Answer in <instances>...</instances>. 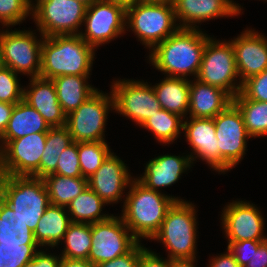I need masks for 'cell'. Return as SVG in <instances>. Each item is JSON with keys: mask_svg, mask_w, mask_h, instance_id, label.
Here are the masks:
<instances>
[{"mask_svg": "<svg viewBox=\"0 0 267 267\" xmlns=\"http://www.w3.org/2000/svg\"><path fill=\"white\" fill-rule=\"evenodd\" d=\"M231 103L232 97L223 89L204 84L193 77L189 80L188 117L214 118Z\"/></svg>", "mask_w": 267, "mask_h": 267, "instance_id": "obj_23", "label": "cell"}, {"mask_svg": "<svg viewBox=\"0 0 267 267\" xmlns=\"http://www.w3.org/2000/svg\"><path fill=\"white\" fill-rule=\"evenodd\" d=\"M172 4L179 27L190 29H199L212 19L241 15L244 10L234 0H172Z\"/></svg>", "mask_w": 267, "mask_h": 267, "instance_id": "obj_18", "label": "cell"}, {"mask_svg": "<svg viewBox=\"0 0 267 267\" xmlns=\"http://www.w3.org/2000/svg\"><path fill=\"white\" fill-rule=\"evenodd\" d=\"M66 126L50 127L47 132L45 150L40 160V178L56 171L60 154L73 143Z\"/></svg>", "mask_w": 267, "mask_h": 267, "instance_id": "obj_32", "label": "cell"}, {"mask_svg": "<svg viewBox=\"0 0 267 267\" xmlns=\"http://www.w3.org/2000/svg\"><path fill=\"white\" fill-rule=\"evenodd\" d=\"M140 257V242H138L128 253L117 258L96 264V267H138Z\"/></svg>", "mask_w": 267, "mask_h": 267, "instance_id": "obj_42", "label": "cell"}, {"mask_svg": "<svg viewBox=\"0 0 267 267\" xmlns=\"http://www.w3.org/2000/svg\"><path fill=\"white\" fill-rule=\"evenodd\" d=\"M46 250V251H44ZM47 249H39L34 258L26 263L23 267H59L62 257L53 253H48Z\"/></svg>", "mask_w": 267, "mask_h": 267, "instance_id": "obj_44", "label": "cell"}, {"mask_svg": "<svg viewBox=\"0 0 267 267\" xmlns=\"http://www.w3.org/2000/svg\"><path fill=\"white\" fill-rule=\"evenodd\" d=\"M90 77V75H64L52 79L58 102L66 115L77 109L99 90L88 82Z\"/></svg>", "mask_w": 267, "mask_h": 267, "instance_id": "obj_26", "label": "cell"}, {"mask_svg": "<svg viewBox=\"0 0 267 267\" xmlns=\"http://www.w3.org/2000/svg\"><path fill=\"white\" fill-rule=\"evenodd\" d=\"M114 112V97L110 90H97L77 109L66 116V127L74 142L107 141L105 127L109 112Z\"/></svg>", "mask_w": 267, "mask_h": 267, "instance_id": "obj_9", "label": "cell"}, {"mask_svg": "<svg viewBox=\"0 0 267 267\" xmlns=\"http://www.w3.org/2000/svg\"><path fill=\"white\" fill-rule=\"evenodd\" d=\"M39 249V245H0V267H23Z\"/></svg>", "mask_w": 267, "mask_h": 267, "instance_id": "obj_37", "label": "cell"}, {"mask_svg": "<svg viewBox=\"0 0 267 267\" xmlns=\"http://www.w3.org/2000/svg\"><path fill=\"white\" fill-rule=\"evenodd\" d=\"M0 197L32 232L50 205L44 180L34 176L0 175Z\"/></svg>", "mask_w": 267, "mask_h": 267, "instance_id": "obj_5", "label": "cell"}, {"mask_svg": "<svg viewBox=\"0 0 267 267\" xmlns=\"http://www.w3.org/2000/svg\"><path fill=\"white\" fill-rule=\"evenodd\" d=\"M81 3H83L86 7L90 6L93 2H95L96 0H77Z\"/></svg>", "mask_w": 267, "mask_h": 267, "instance_id": "obj_53", "label": "cell"}, {"mask_svg": "<svg viewBox=\"0 0 267 267\" xmlns=\"http://www.w3.org/2000/svg\"><path fill=\"white\" fill-rule=\"evenodd\" d=\"M59 267H96L93 263H91L88 259L85 260H77V259H61Z\"/></svg>", "mask_w": 267, "mask_h": 267, "instance_id": "obj_48", "label": "cell"}, {"mask_svg": "<svg viewBox=\"0 0 267 267\" xmlns=\"http://www.w3.org/2000/svg\"><path fill=\"white\" fill-rule=\"evenodd\" d=\"M196 79L223 89L232 98L241 91L234 49L229 40H217L212 36L207 40Z\"/></svg>", "mask_w": 267, "mask_h": 267, "instance_id": "obj_7", "label": "cell"}, {"mask_svg": "<svg viewBox=\"0 0 267 267\" xmlns=\"http://www.w3.org/2000/svg\"><path fill=\"white\" fill-rule=\"evenodd\" d=\"M85 32L80 37L95 49L114 41L126 32V8L122 5L96 0L86 8ZM84 32V33H83Z\"/></svg>", "mask_w": 267, "mask_h": 267, "instance_id": "obj_13", "label": "cell"}, {"mask_svg": "<svg viewBox=\"0 0 267 267\" xmlns=\"http://www.w3.org/2000/svg\"><path fill=\"white\" fill-rule=\"evenodd\" d=\"M102 1L119 4L125 8H128L135 3V0H102Z\"/></svg>", "mask_w": 267, "mask_h": 267, "instance_id": "obj_50", "label": "cell"}, {"mask_svg": "<svg viewBox=\"0 0 267 267\" xmlns=\"http://www.w3.org/2000/svg\"><path fill=\"white\" fill-rule=\"evenodd\" d=\"M82 177L90 178L112 153L107 141L77 142Z\"/></svg>", "mask_w": 267, "mask_h": 267, "instance_id": "obj_35", "label": "cell"}, {"mask_svg": "<svg viewBox=\"0 0 267 267\" xmlns=\"http://www.w3.org/2000/svg\"><path fill=\"white\" fill-rule=\"evenodd\" d=\"M70 215L66 207L50 204L34 231V238L40 248H54L61 243L71 224Z\"/></svg>", "mask_w": 267, "mask_h": 267, "instance_id": "obj_24", "label": "cell"}, {"mask_svg": "<svg viewBox=\"0 0 267 267\" xmlns=\"http://www.w3.org/2000/svg\"><path fill=\"white\" fill-rule=\"evenodd\" d=\"M137 3H165L172 2V0H135Z\"/></svg>", "mask_w": 267, "mask_h": 267, "instance_id": "obj_51", "label": "cell"}, {"mask_svg": "<svg viewBox=\"0 0 267 267\" xmlns=\"http://www.w3.org/2000/svg\"><path fill=\"white\" fill-rule=\"evenodd\" d=\"M96 51L80 35L43 37L39 77L91 75Z\"/></svg>", "mask_w": 267, "mask_h": 267, "instance_id": "obj_3", "label": "cell"}, {"mask_svg": "<svg viewBox=\"0 0 267 267\" xmlns=\"http://www.w3.org/2000/svg\"><path fill=\"white\" fill-rule=\"evenodd\" d=\"M62 243L64 248L60 253L61 257L77 260L88 259L92 246L91 224L72 222L68 226Z\"/></svg>", "mask_w": 267, "mask_h": 267, "instance_id": "obj_34", "label": "cell"}, {"mask_svg": "<svg viewBox=\"0 0 267 267\" xmlns=\"http://www.w3.org/2000/svg\"><path fill=\"white\" fill-rule=\"evenodd\" d=\"M263 241H239V242H227L228 250L233 254L237 263L241 267H245L251 260L253 249H257Z\"/></svg>", "mask_w": 267, "mask_h": 267, "instance_id": "obj_41", "label": "cell"}, {"mask_svg": "<svg viewBox=\"0 0 267 267\" xmlns=\"http://www.w3.org/2000/svg\"><path fill=\"white\" fill-rule=\"evenodd\" d=\"M0 245H38L25 222L0 197Z\"/></svg>", "mask_w": 267, "mask_h": 267, "instance_id": "obj_28", "label": "cell"}, {"mask_svg": "<svg viewBox=\"0 0 267 267\" xmlns=\"http://www.w3.org/2000/svg\"><path fill=\"white\" fill-rule=\"evenodd\" d=\"M111 83L114 113L131 119L136 125L141 126L161 109L152 83L126 78L113 80Z\"/></svg>", "mask_w": 267, "mask_h": 267, "instance_id": "obj_12", "label": "cell"}, {"mask_svg": "<svg viewBox=\"0 0 267 267\" xmlns=\"http://www.w3.org/2000/svg\"><path fill=\"white\" fill-rule=\"evenodd\" d=\"M247 99L267 102V69L246 79L240 91Z\"/></svg>", "mask_w": 267, "mask_h": 267, "instance_id": "obj_40", "label": "cell"}, {"mask_svg": "<svg viewBox=\"0 0 267 267\" xmlns=\"http://www.w3.org/2000/svg\"><path fill=\"white\" fill-rule=\"evenodd\" d=\"M255 204L244 200H232L223 207L221 217L222 230L227 242L265 241V220L261 210Z\"/></svg>", "mask_w": 267, "mask_h": 267, "instance_id": "obj_16", "label": "cell"}, {"mask_svg": "<svg viewBox=\"0 0 267 267\" xmlns=\"http://www.w3.org/2000/svg\"><path fill=\"white\" fill-rule=\"evenodd\" d=\"M191 201H175L151 239L162 243L169 259L197 258V208Z\"/></svg>", "mask_w": 267, "mask_h": 267, "instance_id": "obj_4", "label": "cell"}, {"mask_svg": "<svg viewBox=\"0 0 267 267\" xmlns=\"http://www.w3.org/2000/svg\"><path fill=\"white\" fill-rule=\"evenodd\" d=\"M192 166L194 165L188 153L178 156L167 153L146 162L143 174L135 178L146 188L161 192L162 188L178 182L182 174Z\"/></svg>", "mask_w": 267, "mask_h": 267, "instance_id": "obj_21", "label": "cell"}, {"mask_svg": "<svg viewBox=\"0 0 267 267\" xmlns=\"http://www.w3.org/2000/svg\"><path fill=\"white\" fill-rule=\"evenodd\" d=\"M28 2L32 5L34 3V0H28Z\"/></svg>", "mask_w": 267, "mask_h": 267, "instance_id": "obj_54", "label": "cell"}, {"mask_svg": "<svg viewBox=\"0 0 267 267\" xmlns=\"http://www.w3.org/2000/svg\"><path fill=\"white\" fill-rule=\"evenodd\" d=\"M183 121L184 118L168 112L165 109H160L153 116H150L140 126L145 128L154 136V139L160 142V145L173 144L177 140L181 133H183Z\"/></svg>", "mask_w": 267, "mask_h": 267, "instance_id": "obj_31", "label": "cell"}, {"mask_svg": "<svg viewBox=\"0 0 267 267\" xmlns=\"http://www.w3.org/2000/svg\"><path fill=\"white\" fill-rule=\"evenodd\" d=\"M207 267H241L233 254L226 249L224 253H220L218 255H213L212 258L209 259V264Z\"/></svg>", "mask_w": 267, "mask_h": 267, "instance_id": "obj_45", "label": "cell"}, {"mask_svg": "<svg viewBox=\"0 0 267 267\" xmlns=\"http://www.w3.org/2000/svg\"><path fill=\"white\" fill-rule=\"evenodd\" d=\"M107 204L90 188L87 187L77 198L66 207L73 223H96L107 220L112 214L102 211Z\"/></svg>", "mask_w": 267, "mask_h": 267, "instance_id": "obj_29", "label": "cell"}, {"mask_svg": "<svg viewBox=\"0 0 267 267\" xmlns=\"http://www.w3.org/2000/svg\"><path fill=\"white\" fill-rule=\"evenodd\" d=\"M28 0H0V24L2 27L20 25L31 15Z\"/></svg>", "mask_w": 267, "mask_h": 267, "instance_id": "obj_36", "label": "cell"}, {"mask_svg": "<svg viewBox=\"0 0 267 267\" xmlns=\"http://www.w3.org/2000/svg\"><path fill=\"white\" fill-rule=\"evenodd\" d=\"M128 190L120 216L139 242L142 238L151 240L173 203L184 200L148 189L136 178L131 181Z\"/></svg>", "mask_w": 267, "mask_h": 267, "instance_id": "obj_2", "label": "cell"}, {"mask_svg": "<svg viewBox=\"0 0 267 267\" xmlns=\"http://www.w3.org/2000/svg\"><path fill=\"white\" fill-rule=\"evenodd\" d=\"M133 179L127 164L112 151L99 169L88 178V187L107 205H113L125 200L127 188Z\"/></svg>", "mask_w": 267, "mask_h": 267, "instance_id": "obj_17", "label": "cell"}, {"mask_svg": "<svg viewBox=\"0 0 267 267\" xmlns=\"http://www.w3.org/2000/svg\"><path fill=\"white\" fill-rule=\"evenodd\" d=\"M53 174L67 177H82L77 142H73L60 154L56 171Z\"/></svg>", "mask_w": 267, "mask_h": 267, "instance_id": "obj_39", "label": "cell"}, {"mask_svg": "<svg viewBox=\"0 0 267 267\" xmlns=\"http://www.w3.org/2000/svg\"><path fill=\"white\" fill-rule=\"evenodd\" d=\"M245 267H267V240L263 241L257 249H253L251 260Z\"/></svg>", "mask_w": 267, "mask_h": 267, "instance_id": "obj_46", "label": "cell"}, {"mask_svg": "<svg viewBox=\"0 0 267 267\" xmlns=\"http://www.w3.org/2000/svg\"><path fill=\"white\" fill-rule=\"evenodd\" d=\"M210 37L200 28H179L149 52L148 62L164 76L196 79Z\"/></svg>", "mask_w": 267, "mask_h": 267, "instance_id": "obj_1", "label": "cell"}, {"mask_svg": "<svg viewBox=\"0 0 267 267\" xmlns=\"http://www.w3.org/2000/svg\"><path fill=\"white\" fill-rule=\"evenodd\" d=\"M138 267H171V259L160 257L159 253L144 247L140 242Z\"/></svg>", "mask_w": 267, "mask_h": 267, "instance_id": "obj_43", "label": "cell"}, {"mask_svg": "<svg viewBox=\"0 0 267 267\" xmlns=\"http://www.w3.org/2000/svg\"><path fill=\"white\" fill-rule=\"evenodd\" d=\"M18 76L10 68L0 69V102L17 104L23 100L24 86L20 84Z\"/></svg>", "mask_w": 267, "mask_h": 267, "instance_id": "obj_38", "label": "cell"}, {"mask_svg": "<svg viewBox=\"0 0 267 267\" xmlns=\"http://www.w3.org/2000/svg\"><path fill=\"white\" fill-rule=\"evenodd\" d=\"M86 8L77 0H34L30 18L44 37L79 35Z\"/></svg>", "mask_w": 267, "mask_h": 267, "instance_id": "obj_8", "label": "cell"}, {"mask_svg": "<svg viewBox=\"0 0 267 267\" xmlns=\"http://www.w3.org/2000/svg\"><path fill=\"white\" fill-rule=\"evenodd\" d=\"M184 120L183 136L191 147L188 154L192 163L197 162V159L202 160L219 174V148L214 119L187 117Z\"/></svg>", "mask_w": 267, "mask_h": 267, "instance_id": "obj_20", "label": "cell"}, {"mask_svg": "<svg viewBox=\"0 0 267 267\" xmlns=\"http://www.w3.org/2000/svg\"><path fill=\"white\" fill-rule=\"evenodd\" d=\"M197 259H172L171 267H196Z\"/></svg>", "mask_w": 267, "mask_h": 267, "instance_id": "obj_49", "label": "cell"}, {"mask_svg": "<svg viewBox=\"0 0 267 267\" xmlns=\"http://www.w3.org/2000/svg\"><path fill=\"white\" fill-rule=\"evenodd\" d=\"M49 128L41 114L22 100L13 107L7 128L1 138L0 149L10 140L32 133L48 132Z\"/></svg>", "mask_w": 267, "mask_h": 267, "instance_id": "obj_25", "label": "cell"}, {"mask_svg": "<svg viewBox=\"0 0 267 267\" xmlns=\"http://www.w3.org/2000/svg\"><path fill=\"white\" fill-rule=\"evenodd\" d=\"M91 235L92 246L88 260L94 265L128 253L139 242L121 216L114 214L107 220L92 223Z\"/></svg>", "mask_w": 267, "mask_h": 267, "instance_id": "obj_15", "label": "cell"}, {"mask_svg": "<svg viewBox=\"0 0 267 267\" xmlns=\"http://www.w3.org/2000/svg\"><path fill=\"white\" fill-rule=\"evenodd\" d=\"M179 28L172 2H135L126 8V31L132 30L144 48L149 49L148 52Z\"/></svg>", "mask_w": 267, "mask_h": 267, "instance_id": "obj_6", "label": "cell"}, {"mask_svg": "<svg viewBox=\"0 0 267 267\" xmlns=\"http://www.w3.org/2000/svg\"><path fill=\"white\" fill-rule=\"evenodd\" d=\"M47 132L28 134L10 140L0 149V175L40 178V160Z\"/></svg>", "mask_w": 267, "mask_h": 267, "instance_id": "obj_14", "label": "cell"}, {"mask_svg": "<svg viewBox=\"0 0 267 267\" xmlns=\"http://www.w3.org/2000/svg\"><path fill=\"white\" fill-rule=\"evenodd\" d=\"M0 40L3 46L4 62L7 68L29 78L39 77L43 37L36 30H12L1 27ZM11 29V30H10ZM40 37L38 39V37Z\"/></svg>", "mask_w": 267, "mask_h": 267, "instance_id": "obj_11", "label": "cell"}, {"mask_svg": "<svg viewBox=\"0 0 267 267\" xmlns=\"http://www.w3.org/2000/svg\"><path fill=\"white\" fill-rule=\"evenodd\" d=\"M6 67L4 62L3 46L0 40V69Z\"/></svg>", "mask_w": 267, "mask_h": 267, "instance_id": "obj_52", "label": "cell"}, {"mask_svg": "<svg viewBox=\"0 0 267 267\" xmlns=\"http://www.w3.org/2000/svg\"><path fill=\"white\" fill-rule=\"evenodd\" d=\"M161 109L175 113L184 119L189 111V79L165 76L152 85Z\"/></svg>", "mask_w": 267, "mask_h": 267, "instance_id": "obj_27", "label": "cell"}, {"mask_svg": "<svg viewBox=\"0 0 267 267\" xmlns=\"http://www.w3.org/2000/svg\"><path fill=\"white\" fill-rule=\"evenodd\" d=\"M50 204L67 207L87 187L88 179L84 177H67L50 174L43 178Z\"/></svg>", "mask_w": 267, "mask_h": 267, "instance_id": "obj_30", "label": "cell"}, {"mask_svg": "<svg viewBox=\"0 0 267 267\" xmlns=\"http://www.w3.org/2000/svg\"><path fill=\"white\" fill-rule=\"evenodd\" d=\"M219 148V174L232 170L245 157L248 134L241 112L232 102L214 118Z\"/></svg>", "mask_w": 267, "mask_h": 267, "instance_id": "obj_10", "label": "cell"}, {"mask_svg": "<svg viewBox=\"0 0 267 267\" xmlns=\"http://www.w3.org/2000/svg\"><path fill=\"white\" fill-rule=\"evenodd\" d=\"M15 104L0 102V142L10 120Z\"/></svg>", "mask_w": 267, "mask_h": 267, "instance_id": "obj_47", "label": "cell"}, {"mask_svg": "<svg viewBox=\"0 0 267 267\" xmlns=\"http://www.w3.org/2000/svg\"><path fill=\"white\" fill-rule=\"evenodd\" d=\"M246 29L229 40L241 83L267 69V36L255 29Z\"/></svg>", "mask_w": 267, "mask_h": 267, "instance_id": "obj_19", "label": "cell"}, {"mask_svg": "<svg viewBox=\"0 0 267 267\" xmlns=\"http://www.w3.org/2000/svg\"><path fill=\"white\" fill-rule=\"evenodd\" d=\"M23 100L41 114L49 127L66 125L67 115L58 102L52 79L29 78L28 86H24Z\"/></svg>", "mask_w": 267, "mask_h": 267, "instance_id": "obj_22", "label": "cell"}, {"mask_svg": "<svg viewBox=\"0 0 267 267\" xmlns=\"http://www.w3.org/2000/svg\"><path fill=\"white\" fill-rule=\"evenodd\" d=\"M232 102L242 114L248 134L252 138L267 136V102L247 99L239 92Z\"/></svg>", "mask_w": 267, "mask_h": 267, "instance_id": "obj_33", "label": "cell"}]
</instances>
